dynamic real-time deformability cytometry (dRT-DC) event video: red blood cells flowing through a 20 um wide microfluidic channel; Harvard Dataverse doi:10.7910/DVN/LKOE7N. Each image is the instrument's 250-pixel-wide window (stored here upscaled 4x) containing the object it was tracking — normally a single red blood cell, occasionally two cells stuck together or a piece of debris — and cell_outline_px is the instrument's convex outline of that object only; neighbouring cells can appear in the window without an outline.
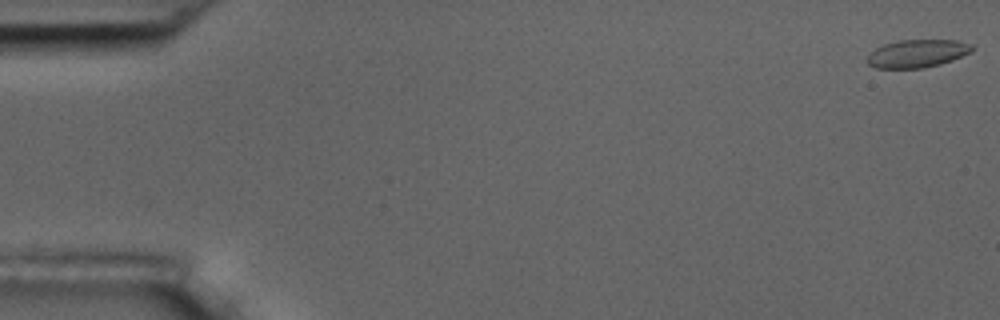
{"species": "common noctule bat (a hibernating species)", "species_latin": "Nyctalus noctula", "temperature_condition": "room temperature", "stored_images_in_passage": 9, "camera_frame_rate_fps": 3000, "um_per_image_px": 0.085, "animal": {"sex": "male", "body_mass_g": 17.5, "forearm_length_mm": 52.3}, "frame": {"image": 1, "passage_image": 1, "time_ms": 0.0, "image_size_px": [1000, 320], "cell_outline_px": [[976, 48], [972, 52], [952, 60], [940, 64], [924, 68], [876, 68], [868, 64], [864, 60], [876, 48], [884, 44], [896, 40], [956, 40], [972, 44]], "centroid_in_image_um": [77.98, 4.54], "position_along_channel_um": 7.0, "area_um2": 17.22}}
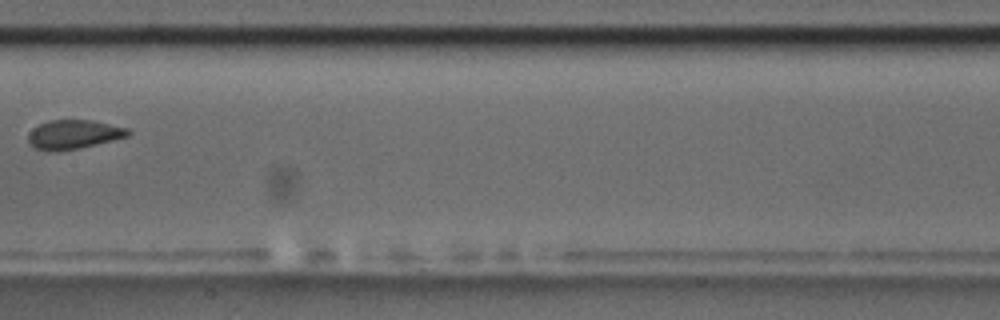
{"frame": {"image": 2, "passage_image": 8, "time_ms": 9.333, "image_size_px": [1000, 320], "cell_outline_px": [[132, 132], [128, 136], [80, 148], [56, 152], [48, 152], [36, 148], [28, 140], [28, 132], [32, 128], [48, 120], [92, 120], [128, 128]], "centroid_in_image_um": [6.24, 11.43], "position_along_channel_um": 201.2, "area_um2": 16.99}}
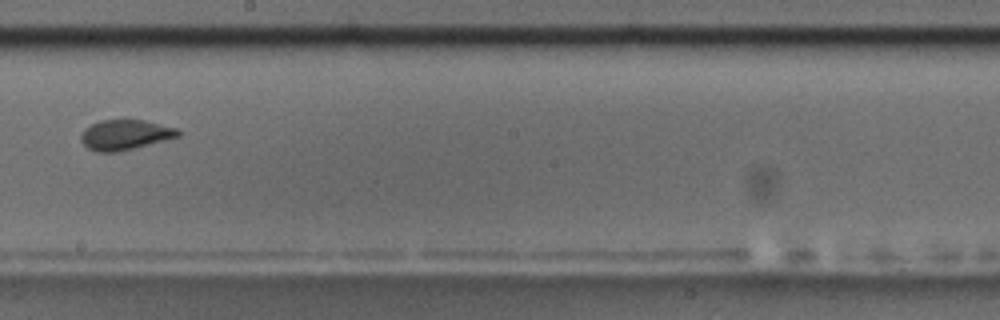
{"frame": {"image": 3, "passage_image": 9, "time_ms": 10.333, "image_size_px": [1000, 320], "cell_outline_px": [[184, 132], [180, 136], [116, 152], [96, 152], [88, 148], [80, 140], [80, 136], [84, 128], [100, 120], [144, 120], [180, 128]], "centroid_in_image_um": [10.66, 11.44], "position_along_channel_um": 237.5, "area_um2": 17.11}}